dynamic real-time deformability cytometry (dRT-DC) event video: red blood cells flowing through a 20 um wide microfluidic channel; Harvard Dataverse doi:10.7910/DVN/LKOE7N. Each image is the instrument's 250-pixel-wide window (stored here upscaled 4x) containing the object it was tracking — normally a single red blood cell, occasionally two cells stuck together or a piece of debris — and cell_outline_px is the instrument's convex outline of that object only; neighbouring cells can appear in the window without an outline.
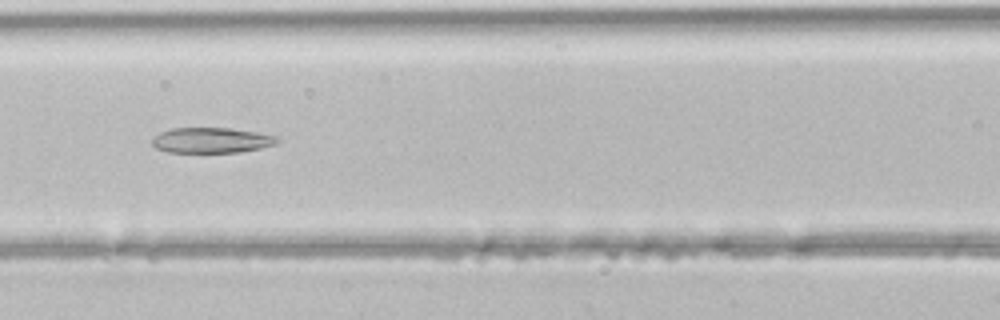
{"species": "common noctule bat (a hibernating species)", "species_latin": "Nyctalus noctula", "temperature_condition": "room temperature", "stored_images_in_passage": 47, "segment_of_instrument_passage": [1, 2], "camera_frame_rate_fps": 3000, "um_per_image_px": 0.085, "animal": {"sex": "male", "body_mass_g": 21.5, "forearm_length_mm": 52.0}, "frame": {"image": 1, "passage_image": 20, "time_ms": 6.333, "image_size_px": [1000, 320], "cell_outline_px": [[280, 140], [276, 144], [260, 148], [240, 152], [168, 152], [156, 148], [152, 144], [152, 140], [160, 132], [172, 128], [228, 128], [256, 132], [276, 136]], "centroid_in_image_um": [17.98, 11.92], "position_along_channel_um": 148.6, "area_um2": 18.38}}
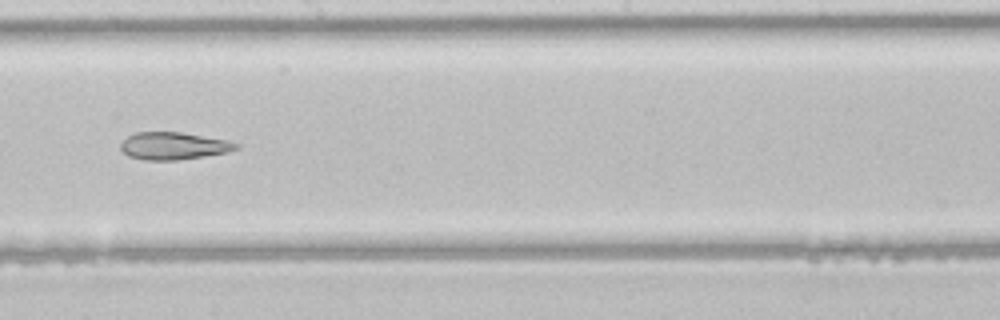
{"frame": {"image": 2, "passage_image": 26, "time_ms": 8.333, "image_size_px": [1000, 320], "cell_outline_px": [[240, 148], [228, 152], [204, 156], [176, 160], [144, 160], [128, 156], [120, 148], [120, 144], [128, 136], [136, 132], [180, 132], [228, 140], [240, 144]], "centroid_in_image_um": [14.77, 12.4], "position_along_channel_um": 233.4, "area_um2": 18.44}}
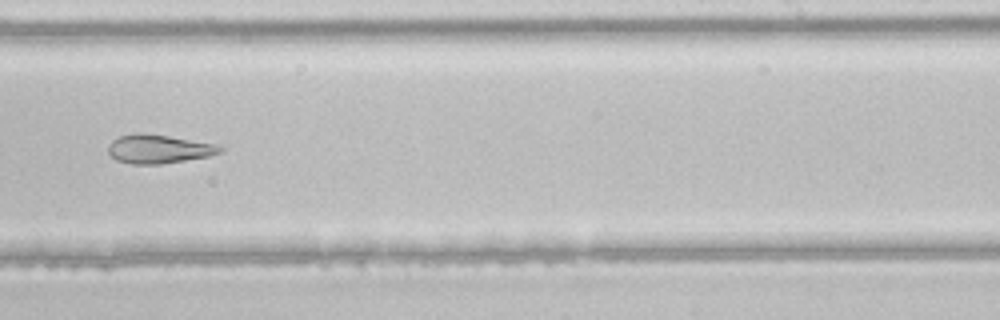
{"frame": {"image": 3, "passage_image": 29, "time_ms": 9.333, "image_size_px": [1000, 320], "cell_outline_px": [[224, 152], [208, 156], [160, 164], [132, 164], [116, 160], [108, 152], [108, 144], [112, 140], [120, 136], [140, 132], [144, 132], [216, 144], [224, 148]], "centroid_in_image_um": [13.48, 12.66], "position_along_channel_um": 275.5, "area_um2": 18.73}}